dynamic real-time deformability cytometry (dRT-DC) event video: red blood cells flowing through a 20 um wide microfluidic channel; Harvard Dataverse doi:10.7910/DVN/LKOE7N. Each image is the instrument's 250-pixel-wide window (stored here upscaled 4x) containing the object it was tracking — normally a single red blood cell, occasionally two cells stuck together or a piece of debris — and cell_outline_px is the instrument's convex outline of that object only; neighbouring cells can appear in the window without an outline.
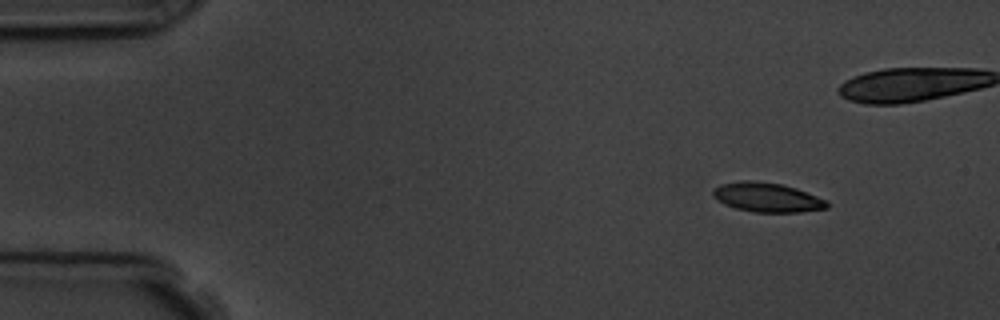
{"species": "common noctule bat (a hibernating species)", "species_latin": "Nyctalus noctula", "temperature_condition": "room temperature", "stored_images_in_passage": 15, "camera_frame_rate_fps": 3000, "um_per_image_px": 0.085, "animal": {"sex": "male", "body_mass_g": 19.5, "forearm_length_mm": 54.6}, "frame": {"image": 1, "passage_image": 1, "time_ms": 0.0, "image_size_px": [1000, 320], "cell_outline_px": [[828, 208], [800, 212], [756, 212], [736, 208], [724, 204], [712, 196], [712, 192], [720, 184], [740, 180], [756, 180], [780, 184], [796, 188], [828, 200]], "centroid_in_image_um": [65.21, 16.77], "position_along_channel_um": 19.8, "area_um2": 19.54}, "authors_computed_cell_mechanics": {"area_um2": 20.0566, "velocity_mm_per_s": 3.8119, "shape_relaxation_time_tau1_ms": 2.422, "shape_relaxation_time_tau2_ms": null, "deformation_change_tau1": 0.0882, "deformation_change_tau2": null}}